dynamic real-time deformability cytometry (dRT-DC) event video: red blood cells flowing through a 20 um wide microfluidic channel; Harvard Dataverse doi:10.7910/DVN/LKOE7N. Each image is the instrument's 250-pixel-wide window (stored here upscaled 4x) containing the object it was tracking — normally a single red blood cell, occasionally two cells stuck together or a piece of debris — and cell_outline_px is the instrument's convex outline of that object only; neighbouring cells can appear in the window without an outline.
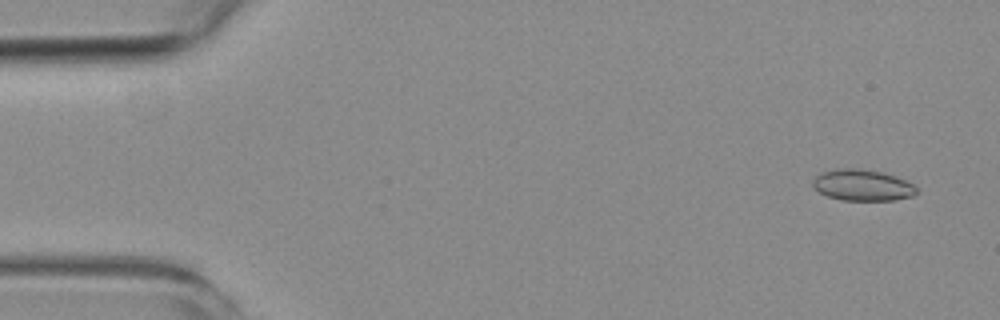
{"species": "common noctule bat (a hibernating species)", "species_latin": "Nyctalus noctula", "temperature_condition": "room temperature", "stored_images_in_passage": 10, "camera_frame_rate_fps": 3000, "um_per_image_px": 0.085, "animal": {"sex": "female", "body_mass_g": 19.3, "forearm_length_mm": 54.1}, "frame": {"image": 1, "passage_image": 1, "time_ms": 0.0, "image_size_px": [1000, 320], "cell_outline_px": [[920, 192], [912, 196], [892, 200], [844, 200], [828, 196], [820, 192], [812, 184], [812, 180], [820, 172], [836, 168], [860, 168], [884, 172], [896, 176], [912, 184]], "centroid_in_image_um": [73.31, 15.72], "position_along_channel_um": 11.7, "area_um2": 18.96}}
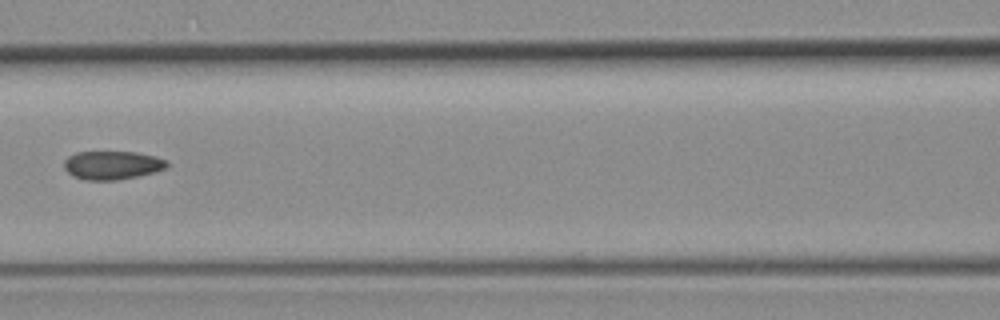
{"frame": {"image": 2, "passage_image": 6, "time_ms": 7.0, "image_size_px": [1000, 320], "cell_outline_px": [[168, 164], [164, 168], [156, 172], [116, 180], [84, 180], [72, 176], [64, 168], [64, 160], [68, 156], [76, 152], [136, 152], [156, 156], [168, 160]], "centroid_in_image_um": [9.53, 14.04], "position_along_channel_um": 157.1, "area_um2": 17.17}}
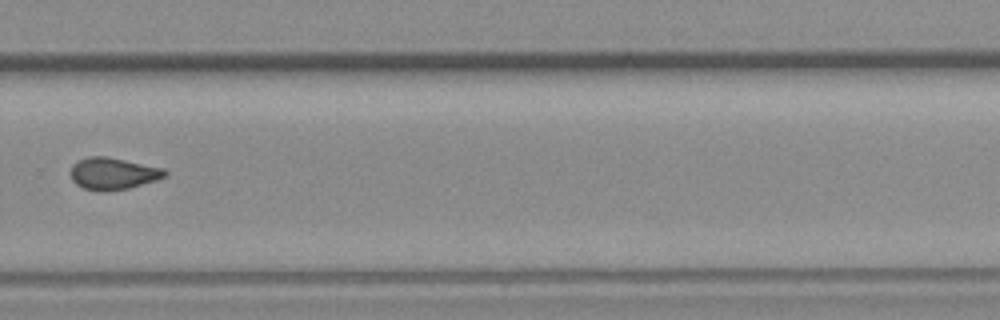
{"frame": {"image": 3, "passage_image": 10, "time_ms": 11.333, "image_size_px": [1000, 320], "cell_outline_px": [[168, 172], [164, 176], [156, 180], [128, 188], [108, 192], [100, 192], [84, 188], [76, 184], [72, 180], [72, 164], [88, 156], [104, 156], [164, 168]], "centroid_in_image_um": [9.6, 14.76], "position_along_channel_um": 320.2, "area_um2": 17.4}}